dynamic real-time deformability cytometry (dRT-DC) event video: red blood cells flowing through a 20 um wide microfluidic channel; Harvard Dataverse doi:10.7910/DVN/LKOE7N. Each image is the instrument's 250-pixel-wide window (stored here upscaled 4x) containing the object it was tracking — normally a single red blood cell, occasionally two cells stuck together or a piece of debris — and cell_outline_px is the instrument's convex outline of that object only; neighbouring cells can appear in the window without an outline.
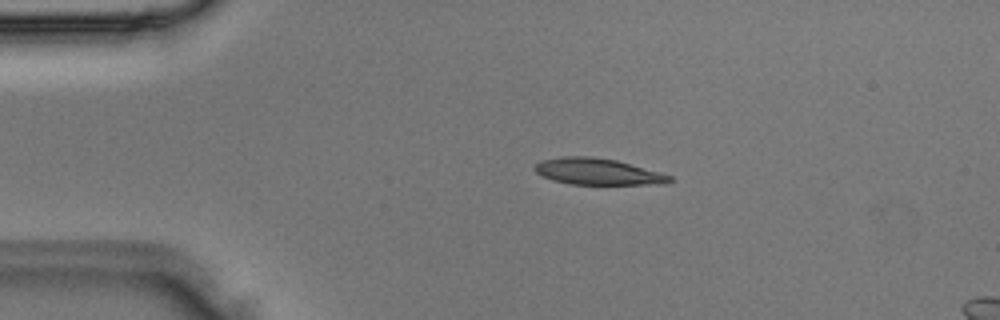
{"species": "Egyptian fruit bat (a non-hibernating species)", "species_latin": "Rousettus aegyptiacus", "temperature_condition": "room temperature", "stored_images_in_passage": 4, "camera_frame_rate_fps": 3000, "um_per_image_px": 0.085, "animal": {"sex": "male"}, "frame": {"image": 1, "passage_image": 2, "time_ms": 0.333, "image_size_px": [1000, 320], "cell_outline_px": [[676, 180], [668, 184], [568, 184], [552, 180], [536, 172], [532, 168], [540, 160], [560, 156], [592, 156], [616, 160], [660, 172], [672, 176]], "centroid_in_image_um": [50.82, 14.58], "position_along_channel_um": 34.2, "area_um2": 20.98}}